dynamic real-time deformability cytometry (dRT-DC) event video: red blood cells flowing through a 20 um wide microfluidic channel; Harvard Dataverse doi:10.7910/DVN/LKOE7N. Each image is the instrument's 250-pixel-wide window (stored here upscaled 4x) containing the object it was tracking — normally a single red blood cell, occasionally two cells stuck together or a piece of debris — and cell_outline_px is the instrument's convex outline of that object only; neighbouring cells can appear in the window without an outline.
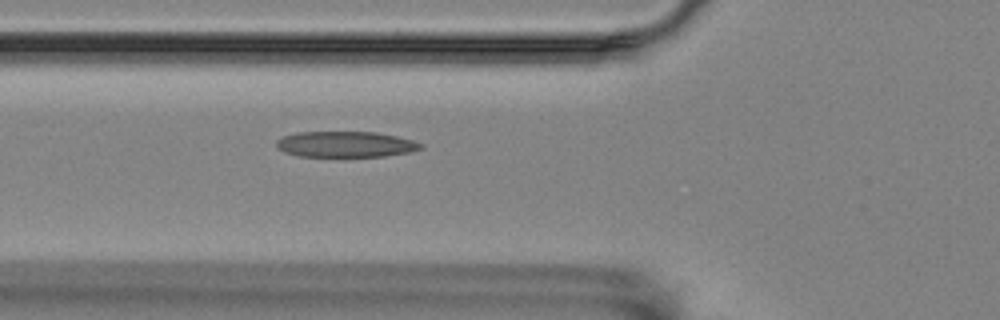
{"species": "Egyptian fruit bat (a non-hibernating species)", "species_latin": "Rousettus aegyptiacus", "temperature_condition": "room temperature", "stored_images_in_passage": 5, "camera_frame_rate_fps": 3000, "um_per_image_px": 0.085, "animal": {"sex": "female"}, "frame": {"image": 1, "passage_image": 5, "time_ms": 1.333, "image_size_px": [1000, 320], "cell_outline_px": [[424, 148], [408, 152], [384, 156], [296, 156], [284, 152], [276, 144], [276, 140], [284, 136], [296, 132], [376, 132], [396, 136], [412, 140], [424, 144]], "centroid_in_image_um": [29.38, 12.26], "position_along_channel_um": 96.4, "area_um2": 21.62}}